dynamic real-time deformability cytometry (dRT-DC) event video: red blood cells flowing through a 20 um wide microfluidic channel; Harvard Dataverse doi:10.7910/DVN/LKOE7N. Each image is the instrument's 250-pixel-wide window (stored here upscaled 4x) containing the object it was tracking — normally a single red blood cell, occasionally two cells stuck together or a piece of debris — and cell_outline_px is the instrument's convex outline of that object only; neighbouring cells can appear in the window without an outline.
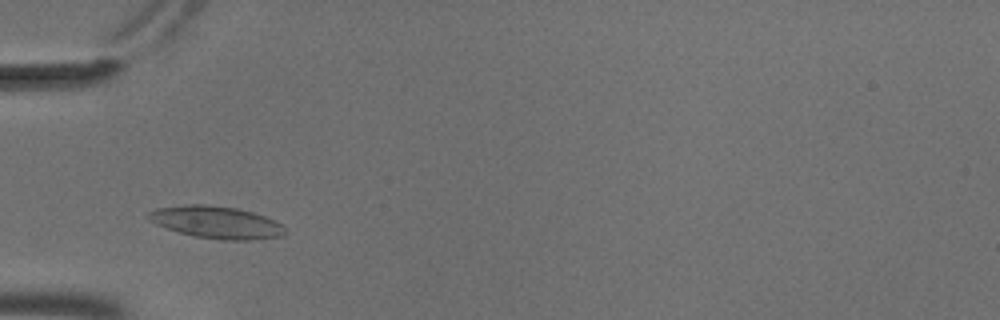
{"species": "common noctule bat (a hibernating species)", "species_latin": "Nyctalus noctula", "temperature_condition": "cold", "stored_images_in_passage": 41, "camera_frame_rate_fps": 3000, "um_per_image_px": 0.085, "animal": {"sex": "male", "body_mass_g": 18.8}, "frame": {"image": 1, "passage_image": 8, "time_ms": 2.333, "image_size_px": [1000, 320], "cell_outline_px": [[284, 232], [280, 236], [252, 240], [224, 240], [196, 236], [180, 232], [156, 224], [148, 220], [148, 212], [156, 208], [184, 204], [208, 204], [236, 208], [252, 212], [264, 216], [280, 224], [284, 228]], "centroid_in_image_um": [18.34, 18.88], "position_along_channel_um": 66.7, "area_um2": 25.37}}
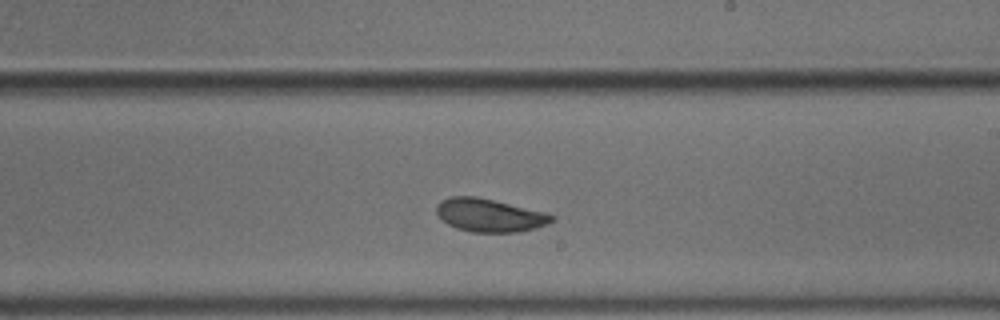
{"frame": {"image": 2, "passage_image": 23, "time_ms": 7.333, "image_size_px": [1000, 320], "cell_outline_px": [[556, 220], [548, 224], [520, 232], [472, 232], [456, 228], [440, 220], [436, 212], [436, 204], [440, 200], [452, 196], [476, 196], [544, 212], [556, 216]], "centroid_in_image_um": [41.58, 18.3], "position_along_channel_um": 247.4, "area_um2": 22.37}}
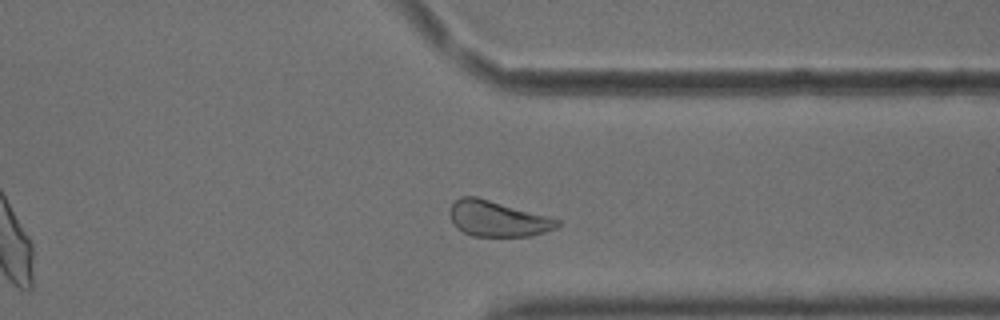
{"frame": {"image": 3, "passage_image": 33, "time_ms": 10.667, "image_size_px": [1000, 320], "cell_outline_px": [[560, 224], [556, 228], [544, 232], [528, 236], [472, 236], [456, 228], [448, 212], [452, 204], [460, 196], [476, 196], [560, 220]], "centroid_in_image_um": [42.25, 18.59], "position_along_channel_um": 369.1, "area_um2": 22.08}, "authors_computed_cell_mechanics": {"area_um2": 22.8888, "velocity_mm_per_s": 3.6471, "shape_relaxation_time_tau1_ms": null, "shape_relaxation_time_tau2_ms": 1.3992, "deformation_change_tau1": null, "deformation_change_tau2": 0.0489}}